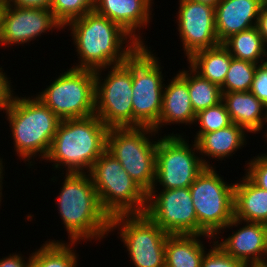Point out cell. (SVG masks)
Listing matches in <instances>:
<instances>
[{
    "label": "cell",
    "instance_id": "1",
    "mask_svg": "<svg viewBox=\"0 0 267 267\" xmlns=\"http://www.w3.org/2000/svg\"><path fill=\"white\" fill-rule=\"evenodd\" d=\"M67 26L72 31L80 60L72 67L75 69L95 71L123 64L141 46L119 24L95 11L74 19Z\"/></svg>",
    "mask_w": 267,
    "mask_h": 267
},
{
    "label": "cell",
    "instance_id": "2",
    "mask_svg": "<svg viewBox=\"0 0 267 267\" xmlns=\"http://www.w3.org/2000/svg\"><path fill=\"white\" fill-rule=\"evenodd\" d=\"M65 176L56 205L69 241L80 243L81 240H100L108 236L110 217L101 208L89 173L73 172Z\"/></svg>",
    "mask_w": 267,
    "mask_h": 267
},
{
    "label": "cell",
    "instance_id": "3",
    "mask_svg": "<svg viewBox=\"0 0 267 267\" xmlns=\"http://www.w3.org/2000/svg\"><path fill=\"white\" fill-rule=\"evenodd\" d=\"M108 127L94 114L61 120L44 160L67 173H87L106 151ZM62 164V165H61Z\"/></svg>",
    "mask_w": 267,
    "mask_h": 267
},
{
    "label": "cell",
    "instance_id": "4",
    "mask_svg": "<svg viewBox=\"0 0 267 267\" xmlns=\"http://www.w3.org/2000/svg\"><path fill=\"white\" fill-rule=\"evenodd\" d=\"M5 113L17 156L30 166L37 153L44 160L61 120L37 97L15 95Z\"/></svg>",
    "mask_w": 267,
    "mask_h": 267
},
{
    "label": "cell",
    "instance_id": "5",
    "mask_svg": "<svg viewBox=\"0 0 267 267\" xmlns=\"http://www.w3.org/2000/svg\"><path fill=\"white\" fill-rule=\"evenodd\" d=\"M89 175L103 211L110 217L144 214L147 193L129 176L120 162L105 151Z\"/></svg>",
    "mask_w": 267,
    "mask_h": 267
},
{
    "label": "cell",
    "instance_id": "6",
    "mask_svg": "<svg viewBox=\"0 0 267 267\" xmlns=\"http://www.w3.org/2000/svg\"><path fill=\"white\" fill-rule=\"evenodd\" d=\"M155 133L150 127L110 128L106 138V151L147 194L155 181L158 140L150 139Z\"/></svg>",
    "mask_w": 267,
    "mask_h": 267
},
{
    "label": "cell",
    "instance_id": "7",
    "mask_svg": "<svg viewBox=\"0 0 267 267\" xmlns=\"http://www.w3.org/2000/svg\"><path fill=\"white\" fill-rule=\"evenodd\" d=\"M213 167H205L189 187L199 224V235L217 237L234 218V186Z\"/></svg>",
    "mask_w": 267,
    "mask_h": 267
},
{
    "label": "cell",
    "instance_id": "8",
    "mask_svg": "<svg viewBox=\"0 0 267 267\" xmlns=\"http://www.w3.org/2000/svg\"><path fill=\"white\" fill-rule=\"evenodd\" d=\"M95 96V71L72 67L36 95L60 120L94 115Z\"/></svg>",
    "mask_w": 267,
    "mask_h": 267
},
{
    "label": "cell",
    "instance_id": "9",
    "mask_svg": "<svg viewBox=\"0 0 267 267\" xmlns=\"http://www.w3.org/2000/svg\"><path fill=\"white\" fill-rule=\"evenodd\" d=\"M109 68L104 79V69L95 70V115L109 129L133 127L132 55Z\"/></svg>",
    "mask_w": 267,
    "mask_h": 267
},
{
    "label": "cell",
    "instance_id": "10",
    "mask_svg": "<svg viewBox=\"0 0 267 267\" xmlns=\"http://www.w3.org/2000/svg\"><path fill=\"white\" fill-rule=\"evenodd\" d=\"M159 63L147 46L132 54L133 127L154 128L159 122L165 81Z\"/></svg>",
    "mask_w": 267,
    "mask_h": 267
},
{
    "label": "cell",
    "instance_id": "11",
    "mask_svg": "<svg viewBox=\"0 0 267 267\" xmlns=\"http://www.w3.org/2000/svg\"><path fill=\"white\" fill-rule=\"evenodd\" d=\"M183 137L172 133L158 140L152 189H156L157 185L163 189L190 187L205 167H212L204 157L197 156L199 151L196 142L191 147Z\"/></svg>",
    "mask_w": 267,
    "mask_h": 267
},
{
    "label": "cell",
    "instance_id": "12",
    "mask_svg": "<svg viewBox=\"0 0 267 267\" xmlns=\"http://www.w3.org/2000/svg\"><path fill=\"white\" fill-rule=\"evenodd\" d=\"M116 228L135 267H165V243L169 234L145 213L112 217L110 231Z\"/></svg>",
    "mask_w": 267,
    "mask_h": 267
},
{
    "label": "cell",
    "instance_id": "13",
    "mask_svg": "<svg viewBox=\"0 0 267 267\" xmlns=\"http://www.w3.org/2000/svg\"><path fill=\"white\" fill-rule=\"evenodd\" d=\"M156 192L152 189L147 194L145 214L169 235H199L189 187Z\"/></svg>",
    "mask_w": 267,
    "mask_h": 267
},
{
    "label": "cell",
    "instance_id": "14",
    "mask_svg": "<svg viewBox=\"0 0 267 267\" xmlns=\"http://www.w3.org/2000/svg\"><path fill=\"white\" fill-rule=\"evenodd\" d=\"M179 37L189 59L195 52L220 44L215 25V7L193 0H179Z\"/></svg>",
    "mask_w": 267,
    "mask_h": 267
},
{
    "label": "cell",
    "instance_id": "15",
    "mask_svg": "<svg viewBox=\"0 0 267 267\" xmlns=\"http://www.w3.org/2000/svg\"><path fill=\"white\" fill-rule=\"evenodd\" d=\"M56 28L63 29L50 9L7 5L3 13L0 46L30 43L47 30L49 32Z\"/></svg>",
    "mask_w": 267,
    "mask_h": 267
},
{
    "label": "cell",
    "instance_id": "16",
    "mask_svg": "<svg viewBox=\"0 0 267 267\" xmlns=\"http://www.w3.org/2000/svg\"><path fill=\"white\" fill-rule=\"evenodd\" d=\"M153 0H96L94 11L119 24L141 46H146L140 36V28H146L151 20ZM138 28V29H137Z\"/></svg>",
    "mask_w": 267,
    "mask_h": 267
},
{
    "label": "cell",
    "instance_id": "17",
    "mask_svg": "<svg viewBox=\"0 0 267 267\" xmlns=\"http://www.w3.org/2000/svg\"><path fill=\"white\" fill-rule=\"evenodd\" d=\"M262 5L263 0H221L215 7L218 41L255 27Z\"/></svg>",
    "mask_w": 267,
    "mask_h": 267
},
{
    "label": "cell",
    "instance_id": "18",
    "mask_svg": "<svg viewBox=\"0 0 267 267\" xmlns=\"http://www.w3.org/2000/svg\"><path fill=\"white\" fill-rule=\"evenodd\" d=\"M196 113L192 108L188 89V70H180L168 85L164 84L162 109L159 122L153 128L157 133L165 124L195 123Z\"/></svg>",
    "mask_w": 267,
    "mask_h": 267
},
{
    "label": "cell",
    "instance_id": "19",
    "mask_svg": "<svg viewBox=\"0 0 267 267\" xmlns=\"http://www.w3.org/2000/svg\"><path fill=\"white\" fill-rule=\"evenodd\" d=\"M246 225L225 240H216L226 253L242 262H261L267 260V231L264 223L244 222Z\"/></svg>",
    "mask_w": 267,
    "mask_h": 267
},
{
    "label": "cell",
    "instance_id": "20",
    "mask_svg": "<svg viewBox=\"0 0 267 267\" xmlns=\"http://www.w3.org/2000/svg\"><path fill=\"white\" fill-rule=\"evenodd\" d=\"M234 218L224 227H238L244 222L267 221V190L255 185L246 175L234 186Z\"/></svg>",
    "mask_w": 267,
    "mask_h": 267
},
{
    "label": "cell",
    "instance_id": "21",
    "mask_svg": "<svg viewBox=\"0 0 267 267\" xmlns=\"http://www.w3.org/2000/svg\"><path fill=\"white\" fill-rule=\"evenodd\" d=\"M231 121L249 133H257L267 125V107L249 92L222 93ZM265 109V110H264Z\"/></svg>",
    "mask_w": 267,
    "mask_h": 267
},
{
    "label": "cell",
    "instance_id": "22",
    "mask_svg": "<svg viewBox=\"0 0 267 267\" xmlns=\"http://www.w3.org/2000/svg\"><path fill=\"white\" fill-rule=\"evenodd\" d=\"M247 131L232 123L231 125L220 130L203 133L196 140L199 154L212 159H222L235 154L234 151L242 149L246 145Z\"/></svg>",
    "mask_w": 267,
    "mask_h": 267
},
{
    "label": "cell",
    "instance_id": "23",
    "mask_svg": "<svg viewBox=\"0 0 267 267\" xmlns=\"http://www.w3.org/2000/svg\"><path fill=\"white\" fill-rule=\"evenodd\" d=\"M209 235H168L165 243V267H201L206 253L198 238Z\"/></svg>",
    "mask_w": 267,
    "mask_h": 267
},
{
    "label": "cell",
    "instance_id": "24",
    "mask_svg": "<svg viewBox=\"0 0 267 267\" xmlns=\"http://www.w3.org/2000/svg\"><path fill=\"white\" fill-rule=\"evenodd\" d=\"M231 60L232 56L222 43L195 52L187 59L189 66L197 74L219 87L224 84Z\"/></svg>",
    "mask_w": 267,
    "mask_h": 267
},
{
    "label": "cell",
    "instance_id": "25",
    "mask_svg": "<svg viewBox=\"0 0 267 267\" xmlns=\"http://www.w3.org/2000/svg\"><path fill=\"white\" fill-rule=\"evenodd\" d=\"M222 44L234 58L254 64L267 62L264 60L267 57V46L256 26L231 35Z\"/></svg>",
    "mask_w": 267,
    "mask_h": 267
},
{
    "label": "cell",
    "instance_id": "26",
    "mask_svg": "<svg viewBox=\"0 0 267 267\" xmlns=\"http://www.w3.org/2000/svg\"><path fill=\"white\" fill-rule=\"evenodd\" d=\"M75 244L77 242H69L68 244L58 240L46 241L40 249L31 253V267H76L78 255L72 247Z\"/></svg>",
    "mask_w": 267,
    "mask_h": 267
},
{
    "label": "cell",
    "instance_id": "27",
    "mask_svg": "<svg viewBox=\"0 0 267 267\" xmlns=\"http://www.w3.org/2000/svg\"><path fill=\"white\" fill-rule=\"evenodd\" d=\"M189 71L188 89L192 108L196 114L222 102L221 87L202 78L191 67H189Z\"/></svg>",
    "mask_w": 267,
    "mask_h": 267
},
{
    "label": "cell",
    "instance_id": "28",
    "mask_svg": "<svg viewBox=\"0 0 267 267\" xmlns=\"http://www.w3.org/2000/svg\"><path fill=\"white\" fill-rule=\"evenodd\" d=\"M257 65L232 57L224 84L221 86L222 93L249 92Z\"/></svg>",
    "mask_w": 267,
    "mask_h": 267
},
{
    "label": "cell",
    "instance_id": "29",
    "mask_svg": "<svg viewBox=\"0 0 267 267\" xmlns=\"http://www.w3.org/2000/svg\"><path fill=\"white\" fill-rule=\"evenodd\" d=\"M96 0H52L50 11L55 20L64 27L74 19L94 11Z\"/></svg>",
    "mask_w": 267,
    "mask_h": 267
},
{
    "label": "cell",
    "instance_id": "30",
    "mask_svg": "<svg viewBox=\"0 0 267 267\" xmlns=\"http://www.w3.org/2000/svg\"><path fill=\"white\" fill-rule=\"evenodd\" d=\"M195 122H198L200 125V129L195 135V140L203 133L214 132L232 124L230 115L223 102L199 111L196 114Z\"/></svg>",
    "mask_w": 267,
    "mask_h": 267
},
{
    "label": "cell",
    "instance_id": "31",
    "mask_svg": "<svg viewBox=\"0 0 267 267\" xmlns=\"http://www.w3.org/2000/svg\"><path fill=\"white\" fill-rule=\"evenodd\" d=\"M212 249L210 248L204 254L201 267H245V263L234 259L231 255L226 253L218 244L213 242Z\"/></svg>",
    "mask_w": 267,
    "mask_h": 267
},
{
    "label": "cell",
    "instance_id": "32",
    "mask_svg": "<svg viewBox=\"0 0 267 267\" xmlns=\"http://www.w3.org/2000/svg\"><path fill=\"white\" fill-rule=\"evenodd\" d=\"M247 164L246 176L258 187L267 190V158L260 154L249 160Z\"/></svg>",
    "mask_w": 267,
    "mask_h": 267
},
{
    "label": "cell",
    "instance_id": "33",
    "mask_svg": "<svg viewBox=\"0 0 267 267\" xmlns=\"http://www.w3.org/2000/svg\"><path fill=\"white\" fill-rule=\"evenodd\" d=\"M250 92L267 107V62L257 65Z\"/></svg>",
    "mask_w": 267,
    "mask_h": 267
},
{
    "label": "cell",
    "instance_id": "34",
    "mask_svg": "<svg viewBox=\"0 0 267 267\" xmlns=\"http://www.w3.org/2000/svg\"><path fill=\"white\" fill-rule=\"evenodd\" d=\"M6 73H4L2 71V67L0 68V111L3 110V112L7 111L8 108L10 107L11 101L13 99V95L14 92L12 90V86L10 82L11 80H9V78L7 77V75H5Z\"/></svg>",
    "mask_w": 267,
    "mask_h": 267
},
{
    "label": "cell",
    "instance_id": "35",
    "mask_svg": "<svg viewBox=\"0 0 267 267\" xmlns=\"http://www.w3.org/2000/svg\"><path fill=\"white\" fill-rule=\"evenodd\" d=\"M32 255L30 254L27 262L22 258L21 254L13 253L0 259V267H31Z\"/></svg>",
    "mask_w": 267,
    "mask_h": 267
},
{
    "label": "cell",
    "instance_id": "36",
    "mask_svg": "<svg viewBox=\"0 0 267 267\" xmlns=\"http://www.w3.org/2000/svg\"><path fill=\"white\" fill-rule=\"evenodd\" d=\"M7 5L24 8L50 9L52 0H6Z\"/></svg>",
    "mask_w": 267,
    "mask_h": 267
},
{
    "label": "cell",
    "instance_id": "37",
    "mask_svg": "<svg viewBox=\"0 0 267 267\" xmlns=\"http://www.w3.org/2000/svg\"><path fill=\"white\" fill-rule=\"evenodd\" d=\"M256 27L267 46V6L262 5Z\"/></svg>",
    "mask_w": 267,
    "mask_h": 267
},
{
    "label": "cell",
    "instance_id": "38",
    "mask_svg": "<svg viewBox=\"0 0 267 267\" xmlns=\"http://www.w3.org/2000/svg\"><path fill=\"white\" fill-rule=\"evenodd\" d=\"M6 6H7L6 0H0V31L2 27L3 13L5 11Z\"/></svg>",
    "mask_w": 267,
    "mask_h": 267
},
{
    "label": "cell",
    "instance_id": "39",
    "mask_svg": "<svg viewBox=\"0 0 267 267\" xmlns=\"http://www.w3.org/2000/svg\"><path fill=\"white\" fill-rule=\"evenodd\" d=\"M245 267H267V260L261 262H249L245 264Z\"/></svg>",
    "mask_w": 267,
    "mask_h": 267
},
{
    "label": "cell",
    "instance_id": "40",
    "mask_svg": "<svg viewBox=\"0 0 267 267\" xmlns=\"http://www.w3.org/2000/svg\"><path fill=\"white\" fill-rule=\"evenodd\" d=\"M196 2L203 3L205 5L211 6V7H216V5L221 1V0H193Z\"/></svg>",
    "mask_w": 267,
    "mask_h": 267
},
{
    "label": "cell",
    "instance_id": "41",
    "mask_svg": "<svg viewBox=\"0 0 267 267\" xmlns=\"http://www.w3.org/2000/svg\"><path fill=\"white\" fill-rule=\"evenodd\" d=\"M2 160H3V159L0 158V191H1V192H0V204H1V200H2L1 198H2V189H3V188H2V183H3L2 180H3V178H4V177H3V174H2L3 171H4V170H3V165H2V164H3Z\"/></svg>",
    "mask_w": 267,
    "mask_h": 267
},
{
    "label": "cell",
    "instance_id": "42",
    "mask_svg": "<svg viewBox=\"0 0 267 267\" xmlns=\"http://www.w3.org/2000/svg\"><path fill=\"white\" fill-rule=\"evenodd\" d=\"M267 131V130H266ZM264 136L267 138V132H265ZM267 140V139H266ZM267 158V153L263 154Z\"/></svg>",
    "mask_w": 267,
    "mask_h": 267
},
{
    "label": "cell",
    "instance_id": "43",
    "mask_svg": "<svg viewBox=\"0 0 267 267\" xmlns=\"http://www.w3.org/2000/svg\"><path fill=\"white\" fill-rule=\"evenodd\" d=\"M263 5L267 6V0H263Z\"/></svg>",
    "mask_w": 267,
    "mask_h": 267
},
{
    "label": "cell",
    "instance_id": "44",
    "mask_svg": "<svg viewBox=\"0 0 267 267\" xmlns=\"http://www.w3.org/2000/svg\"><path fill=\"white\" fill-rule=\"evenodd\" d=\"M264 224H265V228H266V231H267V221Z\"/></svg>",
    "mask_w": 267,
    "mask_h": 267
}]
</instances>
